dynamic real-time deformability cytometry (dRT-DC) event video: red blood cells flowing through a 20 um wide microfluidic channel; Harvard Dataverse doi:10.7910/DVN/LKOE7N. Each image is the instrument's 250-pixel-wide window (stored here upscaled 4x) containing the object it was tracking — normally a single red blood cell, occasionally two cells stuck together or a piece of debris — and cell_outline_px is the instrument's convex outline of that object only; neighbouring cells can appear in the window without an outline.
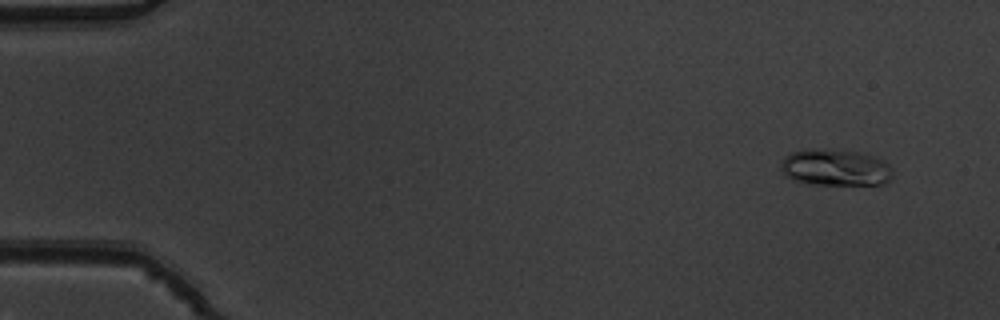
{"species": "common noctule bat (a hibernating species)", "species_latin": "Nyctalus noctula", "temperature_condition": "warm", "stored_images_in_passage": 50, "camera_frame_rate_fps": 3000, "um_per_image_px": 0.085, "animal": {"sex": "male", "body_mass_g": 19.5, "forearm_length_mm": 54.6}, "frame": {"image": 1, "passage_image": 1, "time_ms": 0.0, "image_size_px": [1000, 320], "cell_outline_px": [[892, 176], [884, 184], [808, 184], [784, 176], [780, 168], [780, 164], [784, 156], [792, 152], [808, 148], [856, 152], [872, 156], [884, 160], [892, 168]], "centroid_in_image_um": [70.97, 14.24], "position_along_channel_um": 14.0, "area_um2": 23.76}}
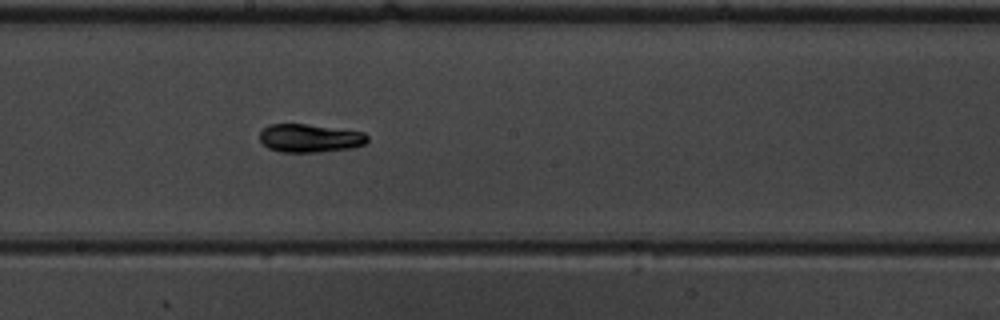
{"frame": {"image": 2, "passage_image": 27, "time_ms": 8.667, "image_size_px": [1000, 320], "cell_outline_px": [[368, 140], [364, 144], [352, 148], [320, 152], [280, 152], [268, 148], [260, 140], [260, 132], [268, 124], [304, 124], [364, 132], [368, 136]], "centroid_in_image_um": [26.33, 11.75], "position_along_channel_um": 221.9, "area_um2": 17.69}}
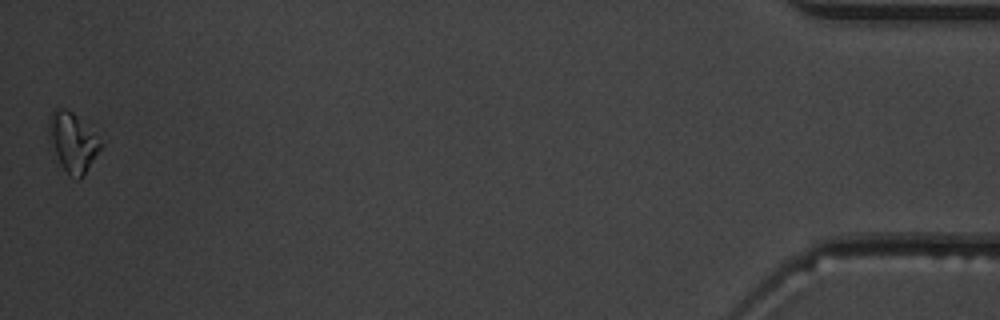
{"frame": {"image": 3, "passage_image": 50, "time_ms": 16.333, "image_size_px": [1000, 320], "cell_outline_px": [[104, 144], [80, 180], [76, 180], [68, 176], [60, 164], [48, 128], [48, 116], [56, 104], [72, 112]], "centroid_in_image_um": [6.17, 12.08], "position_along_channel_um": 429.0, "area_um2": 17.63}, "authors_computed_cell_mechanics": {"area_um2": 17.629, "velocity_mm_per_s": 3.8529, "shape_relaxation_time_tau1_ms": 3.9246, "shape_relaxation_time_tau2_ms": 8.0513, "deformation_change_tau1": 0.1357, "deformation_change_tau2": 0.0831}}